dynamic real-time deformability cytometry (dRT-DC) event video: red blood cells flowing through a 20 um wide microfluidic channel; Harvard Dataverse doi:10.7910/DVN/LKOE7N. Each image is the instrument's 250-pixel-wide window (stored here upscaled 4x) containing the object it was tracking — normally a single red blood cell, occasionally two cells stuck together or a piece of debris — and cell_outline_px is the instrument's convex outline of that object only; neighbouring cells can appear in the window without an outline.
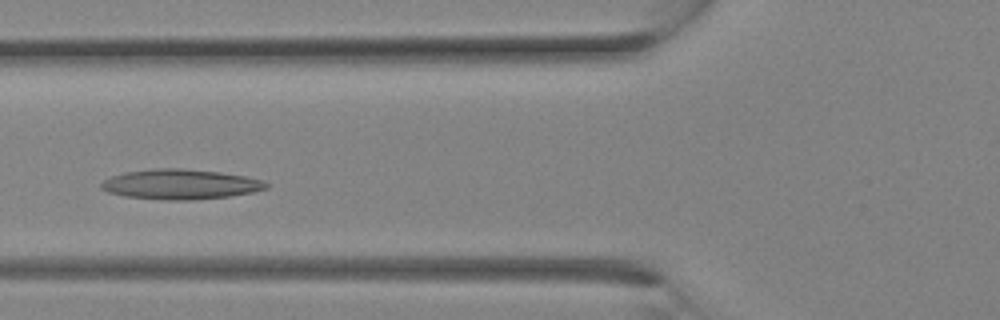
{"species": "Egyptian fruit bat (a non-hibernating species)", "species_latin": "Rousettus aegyptiacus", "temperature_condition": "room temperature", "stored_images_in_passage": 11, "camera_frame_rate_fps": 3000, "um_per_image_px": 0.085, "animal": {"sex": "female"}, "frame": {"image": 1, "passage_image": 8, "time_ms": 2.333, "image_size_px": [1000, 320], "cell_outline_px": [[268, 188], [252, 192], [228, 196], [192, 200], [160, 200], [124, 196], [108, 192], [100, 188], [100, 184], [104, 180], [112, 176], [124, 172], [152, 168], [184, 168], [220, 172], [244, 176], [260, 180], [268, 184]], "centroid_in_image_um": [15.28, 15.66], "position_along_channel_um": 110.5, "area_um2": 28.9}}
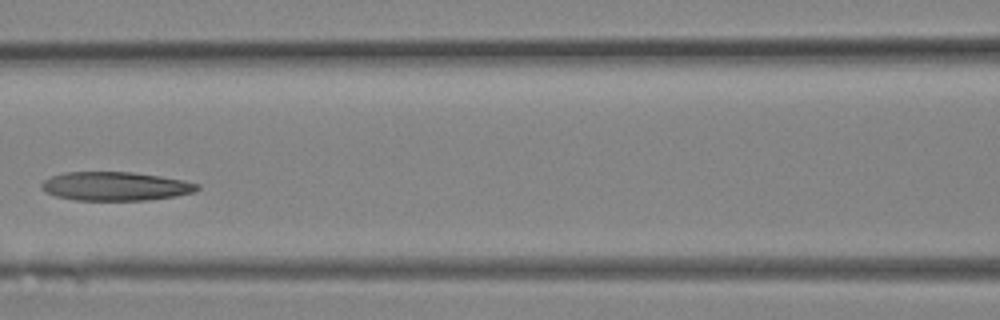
{"frame": {"image": 2, "passage_image": 10, "time_ms": 3.0, "image_size_px": [1000, 320], "cell_outline_px": [[200, 188], [196, 192], [176, 196], [148, 200], [76, 200], [56, 196], [44, 192], [40, 188], [40, 184], [44, 180], [52, 176], [64, 172], [132, 172], [160, 176], [184, 180], [200, 184]], "centroid_in_image_um": [9.82, 15.83], "position_along_channel_um": 156.8, "area_um2": 26.3}}